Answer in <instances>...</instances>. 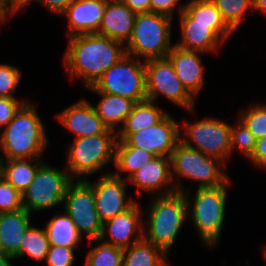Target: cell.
<instances>
[{
	"instance_id": "cell-25",
	"label": "cell",
	"mask_w": 266,
	"mask_h": 266,
	"mask_svg": "<svg viewBox=\"0 0 266 266\" xmlns=\"http://www.w3.org/2000/svg\"><path fill=\"white\" fill-rule=\"evenodd\" d=\"M165 254L143 238L124 250L122 266H168Z\"/></svg>"
},
{
	"instance_id": "cell-4",
	"label": "cell",
	"mask_w": 266,
	"mask_h": 266,
	"mask_svg": "<svg viewBox=\"0 0 266 266\" xmlns=\"http://www.w3.org/2000/svg\"><path fill=\"white\" fill-rule=\"evenodd\" d=\"M171 17L160 13H137L126 54L145 61L166 58L172 49Z\"/></svg>"
},
{
	"instance_id": "cell-24",
	"label": "cell",
	"mask_w": 266,
	"mask_h": 266,
	"mask_svg": "<svg viewBox=\"0 0 266 266\" xmlns=\"http://www.w3.org/2000/svg\"><path fill=\"white\" fill-rule=\"evenodd\" d=\"M103 96L97 107H94L103 124L110 130L115 131V125L125 122L126 117L132 112L135 101L112 94L99 93Z\"/></svg>"
},
{
	"instance_id": "cell-35",
	"label": "cell",
	"mask_w": 266,
	"mask_h": 266,
	"mask_svg": "<svg viewBox=\"0 0 266 266\" xmlns=\"http://www.w3.org/2000/svg\"><path fill=\"white\" fill-rule=\"evenodd\" d=\"M238 124L236 128L231 126V151L236 145L249 158L254 152L257 139L241 120Z\"/></svg>"
},
{
	"instance_id": "cell-17",
	"label": "cell",
	"mask_w": 266,
	"mask_h": 266,
	"mask_svg": "<svg viewBox=\"0 0 266 266\" xmlns=\"http://www.w3.org/2000/svg\"><path fill=\"white\" fill-rule=\"evenodd\" d=\"M140 208L135 203L130 209L116 215L114 218L109 219L103 223V232L99 240H95L96 242H100L105 237L106 228L105 225H108V232L110 234V241H106V243L112 244L114 247L120 249H127L130 245L139 242L143 239V229L140 228ZM140 230L139 235L130 243V237L136 230ZM130 244V245H129Z\"/></svg>"
},
{
	"instance_id": "cell-31",
	"label": "cell",
	"mask_w": 266,
	"mask_h": 266,
	"mask_svg": "<svg viewBox=\"0 0 266 266\" xmlns=\"http://www.w3.org/2000/svg\"><path fill=\"white\" fill-rule=\"evenodd\" d=\"M124 250L109 243H100L90 250L85 266H122Z\"/></svg>"
},
{
	"instance_id": "cell-7",
	"label": "cell",
	"mask_w": 266,
	"mask_h": 266,
	"mask_svg": "<svg viewBox=\"0 0 266 266\" xmlns=\"http://www.w3.org/2000/svg\"><path fill=\"white\" fill-rule=\"evenodd\" d=\"M117 135L98 134L74 140L69 147L67 169L70 176L83 177L101 169L110 160H115Z\"/></svg>"
},
{
	"instance_id": "cell-20",
	"label": "cell",
	"mask_w": 266,
	"mask_h": 266,
	"mask_svg": "<svg viewBox=\"0 0 266 266\" xmlns=\"http://www.w3.org/2000/svg\"><path fill=\"white\" fill-rule=\"evenodd\" d=\"M26 209L0 213V251L13 259L20 256L21 241L30 227Z\"/></svg>"
},
{
	"instance_id": "cell-27",
	"label": "cell",
	"mask_w": 266,
	"mask_h": 266,
	"mask_svg": "<svg viewBox=\"0 0 266 266\" xmlns=\"http://www.w3.org/2000/svg\"><path fill=\"white\" fill-rule=\"evenodd\" d=\"M166 115L162 109L155 107L151 100L136 102L118 132H137L146 129L159 123Z\"/></svg>"
},
{
	"instance_id": "cell-47",
	"label": "cell",
	"mask_w": 266,
	"mask_h": 266,
	"mask_svg": "<svg viewBox=\"0 0 266 266\" xmlns=\"http://www.w3.org/2000/svg\"><path fill=\"white\" fill-rule=\"evenodd\" d=\"M106 4H114V3H124L126 0H101Z\"/></svg>"
},
{
	"instance_id": "cell-41",
	"label": "cell",
	"mask_w": 266,
	"mask_h": 266,
	"mask_svg": "<svg viewBox=\"0 0 266 266\" xmlns=\"http://www.w3.org/2000/svg\"><path fill=\"white\" fill-rule=\"evenodd\" d=\"M124 4L136 13L151 12L150 0H126Z\"/></svg>"
},
{
	"instance_id": "cell-33",
	"label": "cell",
	"mask_w": 266,
	"mask_h": 266,
	"mask_svg": "<svg viewBox=\"0 0 266 266\" xmlns=\"http://www.w3.org/2000/svg\"><path fill=\"white\" fill-rule=\"evenodd\" d=\"M23 209L22 193L0 175V213Z\"/></svg>"
},
{
	"instance_id": "cell-44",
	"label": "cell",
	"mask_w": 266,
	"mask_h": 266,
	"mask_svg": "<svg viewBox=\"0 0 266 266\" xmlns=\"http://www.w3.org/2000/svg\"><path fill=\"white\" fill-rule=\"evenodd\" d=\"M10 11L12 12L7 4V0H0V23L5 21L8 12L11 14Z\"/></svg>"
},
{
	"instance_id": "cell-42",
	"label": "cell",
	"mask_w": 266,
	"mask_h": 266,
	"mask_svg": "<svg viewBox=\"0 0 266 266\" xmlns=\"http://www.w3.org/2000/svg\"><path fill=\"white\" fill-rule=\"evenodd\" d=\"M39 1V0H38ZM73 0H40L48 9L63 14Z\"/></svg>"
},
{
	"instance_id": "cell-14",
	"label": "cell",
	"mask_w": 266,
	"mask_h": 266,
	"mask_svg": "<svg viewBox=\"0 0 266 266\" xmlns=\"http://www.w3.org/2000/svg\"><path fill=\"white\" fill-rule=\"evenodd\" d=\"M95 209L101 221L114 218L130 209L136 202L125 201L126 181L112 174H105L94 183Z\"/></svg>"
},
{
	"instance_id": "cell-34",
	"label": "cell",
	"mask_w": 266,
	"mask_h": 266,
	"mask_svg": "<svg viewBox=\"0 0 266 266\" xmlns=\"http://www.w3.org/2000/svg\"><path fill=\"white\" fill-rule=\"evenodd\" d=\"M249 131L253 133L256 139L266 136V106L256 105L252 109L246 110L245 114L242 113L240 119Z\"/></svg>"
},
{
	"instance_id": "cell-11",
	"label": "cell",
	"mask_w": 266,
	"mask_h": 266,
	"mask_svg": "<svg viewBox=\"0 0 266 266\" xmlns=\"http://www.w3.org/2000/svg\"><path fill=\"white\" fill-rule=\"evenodd\" d=\"M145 74L148 100L154 102L161 93L175 104L194 111V95L180 81L167 57L145 61Z\"/></svg>"
},
{
	"instance_id": "cell-40",
	"label": "cell",
	"mask_w": 266,
	"mask_h": 266,
	"mask_svg": "<svg viewBox=\"0 0 266 266\" xmlns=\"http://www.w3.org/2000/svg\"><path fill=\"white\" fill-rule=\"evenodd\" d=\"M249 159L258 166L266 167V136L256 140L254 152Z\"/></svg>"
},
{
	"instance_id": "cell-1",
	"label": "cell",
	"mask_w": 266,
	"mask_h": 266,
	"mask_svg": "<svg viewBox=\"0 0 266 266\" xmlns=\"http://www.w3.org/2000/svg\"><path fill=\"white\" fill-rule=\"evenodd\" d=\"M64 55L71 76L82 78L86 87L92 86L105 71L126 54L122 42L98 34H82L69 38Z\"/></svg>"
},
{
	"instance_id": "cell-26",
	"label": "cell",
	"mask_w": 266,
	"mask_h": 266,
	"mask_svg": "<svg viewBox=\"0 0 266 266\" xmlns=\"http://www.w3.org/2000/svg\"><path fill=\"white\" fill-rule=\"evenodd\" d=\"M0 158V175L21 193L31 184L38 167L42 164L41 161L34 158L33 165L29 164L27 159H9L6 160L7 165H5L6 161L4 162L2 157Z\"/></svg>"
},
{
	"instance_id": "cell-43",
	"label": "cell",
	"mask_w": 266,
	"mask_h": 266,
	"mask_svg": "<svg viewBox=\"0 0 266 266\" xmlns=\"http://www.w3.org/2000/svg\"><path fill=\"white\" fill-rule=\"evenodd\" d=\"M31 0H7V4L9 8L12 10V13L15 14V12L22 6H25L28 4ZM38 1V0H36Z\"/></svg>"
},
{
	"instance_id": "cell-46",
	"label": "cell",
	"mask_w": 266,
	"mask_h": 266,
	"mask_svg": "<svg viewBox=\"0 0 266 266\" xmlns=\"http://www.w3.org/2000/svg\"><path fill=\"white\" fill-rule=\"evenodd\" d=\"M253 8L266 11V0H253Z\"/></svg>"
},
{
	"instance_id": "cell-15",
	"label": "cell",
	"mask_w": 266,
	"mask_h": 266,
	"mask_svg": "<svg viewBox=\"0 0 266 266\" xmlns=\"http://www.w3.org/2000/svg\"><path fill=\"white\" fill-rule=\"evenodd\" d=\"M58 118L64 126L77 134L75 139L116 132L108 129L93 106L83 100L65 109Z\"/></svg>"
},
{
	"instance_id": "cell-2",
	"label": "cell",
	"mask_w": 266,
	"mask_h": 266,
	"mask_svg": "<svg viewBox=\"0 0 266 266\" xmlns=\"http://www.w3.org/2000/svg\"><path fill=\"white\" fill-rule=\"evenodd\" d=\"M177 185L176 188L169 187L159 198L154 199L149 211L148 232L143 234L146 241L161 248L165 253L174 243L190 207L186 197L188 194Z\"/></svg>"
},
{
	"instance_id": "cell-22",
	"label": "cell",
	"mask_w": 266,
	"mask_h": 266,
	"mask_svg": "<svg viewBox=\"0 0 266 266\" xmlns=\"http://www.w3.org/2000/svg\"><path fill=\"white\" fill-rule=\"evenodd\" d=\"M170 168V157L156 156L128 179L142 190H155L156 192L167 184L169 185V182L173 179V172H170Z\"/></svg>"
},
{
	"instance_id": "cell-6",
	"label": "cell",
	"mask_w": 266,
	"mask_h": 266,
	"mask_svg": "<svg viewBox=\"0 0 266 266\" xmlns=\"http://www.w3.org/2000/svg\"><path fill=\"white\" fill-rule=\"evenodd\" d=\"M171 167L179 177L199 180L198 188L218 187L228 181L218 168L224 162L186 146L181 140L171 154ZM218 165V166H217Z\"/></svg>"
},
{
	"instance_id": "cell-19",
	"label": "cell",
	"mask_w": 266,
	"mask_h": 266,
	"mask_svg": "<svg viewBox=\"0 0 266 266\" xmlns=\"http://www.w3.org/2000/svg\"><path fill=\"white\" fill-rule=\"evenodd\" d=\"M137 13L124 3L106 4L96 34L125 43L130 39Z\"/></svg>"
},
{
	"instance_id": "cell-8",
	"label": "cell",
	"mask_w": 266,
	"mask_h": 266,
	"mask_svg": "<svg viewBox=\"0 0 266 266\" xmlns=\"http://www.w3.org/2000/svg\"><path fill=\"white\" fill-rule=\"evenodd\" d=\"M198 188L192 206V219L205 244H217L225 215L226 185Z\"/></svg>"
},
{
	"instance_id": "cell-13",
	"label": "cell",
	"mask_w": 266,
	"mask_h": 266,
	"mask_svg": "<svg viewBox=\"0 0 266 266\" xmlns=\"http://www.w3.org/2000/svg\"><path fill=\"white\" fill-rule=\"evenodd\" d=\"M184 124L185 131L196 144V148L185 138L180 139L186 146L225 163L231 153V126L229 124L211 118L192 125L187 122Z\"/></svg>"
},
{
	"instance_id": "cell-9",
	"label": "cell",
	"mask_w": 266,
	"mask_h": 266,
	"mask_svg": "<svg viewBox=\"0 0 266 266\" xmlns=\"http://www.w3.org/2000/svg\"><path fill=\"white\" fill-rule=\"evenodd\" d=\"M72 181L67 172L42 163L31 184L22 192L23 208L31 213L61 204Z\"/></svg>"
},
{
	"instance_id": "cell-45",
	"label": "cell",
	"mask_w": 266,
	"mask_h": 266,
	"mask_svg": "<svg viewBox=\"0 0 266 266\" xmlns=\"http://www.w3.org/2000/svg\"><path fill=\"white\" fill-rule=\"evenodd\" d=\"M11 256L6 255L5 253L0 251V266H13L9 260H12Z\"/></svg>"
},
{
	"instance_id": "cell-18",
	"label": "cell",
	"mask_w": 266,
	"mask_h": 266,
	"mask_svg": "<svg viewBox=\"0 0 266 266\" xmlns=\"http://www.w3.org/2000/svg\"><path fill=\"white\" fill-rule=\"evenodd\" d=\"M198 51L186 50L173 45L167 58L173 64L175 73L185 88L193 95L203 86V67Z\"/></svg>"
},
{
	"instance_id": "cell-39",
	"label": "cell",
	"mask_w": 266,
	"mask_h": 266,
	"mask_svg": "<svg viewBox=\"0 0 266 266\" xmlns=\"http://www.w3.org/2000/svg\"><path fill=\"white\" fill-rule=\"evenodd\" d=\"M179 0H150L151 12L160 13L172 18L173 10Z\"/></svg>"
},
{
	"instance_id": "cell-12",
	"label": "cell",
	"mask_w": 266,
	"mask_h": 266,
	"mask_svg": "<svg viewBox=\"0 0 266 266\" xmlns=\"http://www.w3.org/2000/svg\"><path fill=\"white\" fill-rule=\"evenodd\" d=\"M119 133V134H118ZM119 140L126 146L138 147L155 156L171 157L180 141L178 124L168 114L157 124L137 132H118Z\"/></svg>"
},
{
	"instance_id": "cell-36",
	"label": "cell",
	"mask_w": 266,
	"mask_h": 266,
	"mask_svg": "<svg viewBox=\"0 0 266 266\" xmlns=\"http://www.w3.org/2000/svg\"><path fill=\"white\" fill-rule=\"evenodd\" d=\"M20 70L12 65H0V97L15 98L11 92L20 80Z\"/></svg>"
},
{
	"instance_id": "cell-10",
	"label": "cell",
	"mask_w": 266,
	"mask_h": 266,
	"mask_svg": "<svg viewBox=\"0 0 266 266\" xmlns=\"http://www.w3.org/2000/svg\"><path fill=\"white\" fill-rule=\"evenodd\" d=\"M65 212L74 222L77 230L85 233L91 240H99L103 232V222L95 209L92 184L84 178L69 184L65 197Z\"/></svg>"
},
{
	"instance_id": "cell-16",
	"label": "cell",
	"mask_w": 266,
	"mask_h": 266,
	"mask_svg": "<svg viewBox=\"0 0 266 266\" xmlns=\"http://www.w3.org/2000/svg\"><path fill=\"white\" fill-rule=\"evenodd\" d=\"M105 6L106 3L101 0H73L63 13L69 19L70 37L96 34Z\"/></svg>"
},
{
	"instance_id": "cell-5",
	"label": "cell",
	"mask_w": 266,
	"mask_h": 266,
	"mask_svg": "<svg viewBox=\"0 0 266 266\" xmlns=\"http://www.w3.org/2000/svg\"><path fill=\"white\" fill-rule=\"evenodd\" d=\"M125 55L88 87L96 93H106L129 98L135 102L147 99L145 61L143 64Z\"/></svg>"
},
{
	"instance_id": "cell-23",
	"label": "cell",
	"mask_w": 266,
	"mask_h": 266,
	"mask_svg": "<svg viewBox=\"0 0 266 266\" xmlns=\"http://www.w3.org/2000/svg\"><path fill=\"white\" fill-rule=\"evenodd\" d=\"M183 11L193 20V24L209 25L222 41L233 32L211 0H192L183 6Z\"/></svg>"
},
{
	"instance_id": "cell-30",
	"label": "cell",
	"mask_w": 266,
	"mask_h": 266,
	"mask_svg": "<svg viewBox=\"0 0 266 266\" xmlns=\"http://www.w3.org/2000/svg\"><path fill=\"white\" fill-rule=\"evenodd\" d=\"M50 244L46 230L29 227L20 245V256L28 254L31 258L42 261L46 259Z\"/></svg>"
},
{
	"instance_id": "cell-21",
	"label": "cell",
	"mask_w": 266,
	"mask_h": 266,
	"mask_svg": "<svg viewBox=\"0 0 266 266\" xmlns=\"http://www.w3.org/2000/svg\"><path fill=\"white\" fill-rule=\"evenodd\" d=\"M180 11L183 41L176 45L198 52L217 51V46L222 39L209 28V25L193 24V20L183 11V7Z\"/></svg>"
},
{
	"instance_id": "cell-38",
	"label": "cell",
	"mask_w": 266,
	"mask_h": 266,
	"mask_svg": "<svg viewBox=\"0 0 266 266\" xmlns=\"http://www.w3.org/2000/svg\"><path fill=\"white\" fill-rule=\"evenodd\" d=\"M24 104L16 98L0 97V126H7Z\"/></svg>"
},
{
	"instance_id": "cell-32",
	"label": "cell",
	"mask_w": 266,
	"mask_h": 266,
	"mask_svg": "<svg viewBox=\"0 0 266 266\" xmlns=\"http://www.w3.org/2000/svg\"><path fill=\"white\" fill-rule=\"evenodd\" d=\"M220 11L223 20L234 31L246 10L253 8V0H211Z\"/></svg>"
},
{
	"instance_id": "cell-29",
	"label": "cell",
	"mask_w": 266,
	"mask_h": 266,
	"mask_svg": "<svg viewBox=\"0 0 266 266\" xmlns=\"http://www.w3.org/2000/svg\"><path fill=\"white\" fill-rule=\"evenodd\" d=\"M155 157L154 154L147 152L144 149L129 147L124 145L120 140H117L114 164L118 171L114 175L121 178V172L128 171V178H130L132 174Z\"/></svg>"
},
{
	"instance_id": "cell-3",
	"label": "cell",
	"mask_w": 266,
	"mask_h": 266,
	"mask_svg": "<svg viewBox=\"0 0 266 266\" xmlns=\"http://www.w3.org/2000/svg\"><path fill=\"white\" fill-rule=\"evenodd\" d=\"M32 104L25 103L7 124L0 144L6 159H31L40 156L47 145L44 126Z\"/></svg>"
},
{
	"instance_id": "cell-37",
	"label": "cell",
	"mask_w": 266,
	"mask_h": 266,
	"mask_svg": "<svg viewBox=\"0 0 266 266\" xmlns=\"http://www.w3.org/2000/svg\"><path fill=\"white\" fill-rule=\"evenodd\" d=\"M73 248L64 246H50L46 255L48 266H72Z\"/></svg>"
},
{
	"instance_id": "cell-28",
	"label": "cell",
	"mask_w": 266,
	"mask_h": 266,
	"mask_svg": "<svg viewBox=\"0 0 266 266\" xmlns=\"http://www.w3.org/2000/svg\"><path fill=\"white\" fill-rule=\"evenodd\" d=\"M46 233L50 246L76 247L80 241V233L70 216L56 215L46 226Z\"/></svg>"
}]
</instances>
